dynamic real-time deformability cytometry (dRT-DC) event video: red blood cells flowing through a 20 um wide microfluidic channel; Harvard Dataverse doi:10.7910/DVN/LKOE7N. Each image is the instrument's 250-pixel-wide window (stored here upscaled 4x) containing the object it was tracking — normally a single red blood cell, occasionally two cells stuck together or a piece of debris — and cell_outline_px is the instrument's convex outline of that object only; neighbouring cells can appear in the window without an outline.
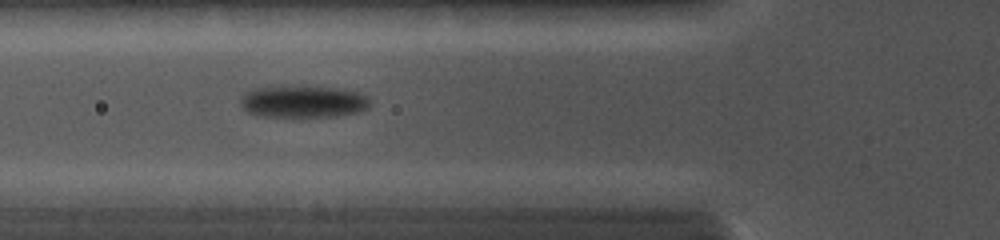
{"species": "common noctule bat (a hibernating species)", "species_latin": "Nyctalus noctula", "temperature_condition": "cold", "stored_images_in_passage": 5, "camera_frame_rate_fps": 5000, "um_per_image_px": 0.085, "animal": {"sex": "female", "body_mass_g": 19.0, "forearm_length_mm": 56.7}, "frame": {"image": 1, "passage_image": 4, "time_ms": 2.2, "image_size_px": [1000, 240], "cell_outline_px": [[372, 104], [368, 108], [360, 112], [336, 116], [260, 116], [248, 112], [240, 104], [240, 96], [244, 92], [256, 88], [280, 84], [292, 84], [344, 88], [360, 92], [368, 96]], "centroid_in_image_um": [25.79, 8.58], "position_along_channel_um": 100.0, "area_um2": 25.26}}
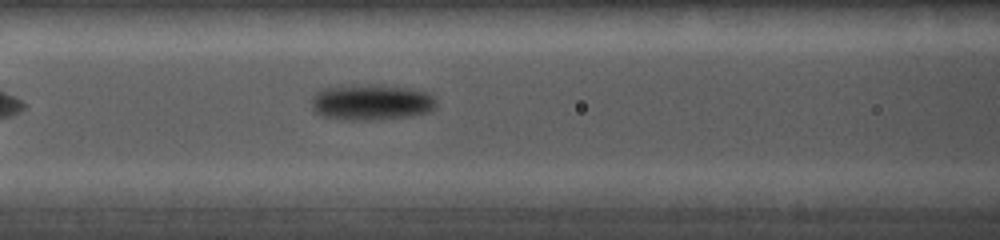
{"frame": {"image": 2, "passage_image": 5, "time_ms": 3.0, "image_size_px": [1000, 240], "cell_outline_px": [[436, 108], [428, 112], [412, 116], [380, 120], [340, 120], [320, 116], [312, 108], [312, 96], [320, 88], [352, 84], [372, 84], [412, 88], [428, 92], [436, 100]], "centroid_in_image_um": [31.54, 8.69], "position_along_channel_um": 135.1, "area_um2": 26.88}}